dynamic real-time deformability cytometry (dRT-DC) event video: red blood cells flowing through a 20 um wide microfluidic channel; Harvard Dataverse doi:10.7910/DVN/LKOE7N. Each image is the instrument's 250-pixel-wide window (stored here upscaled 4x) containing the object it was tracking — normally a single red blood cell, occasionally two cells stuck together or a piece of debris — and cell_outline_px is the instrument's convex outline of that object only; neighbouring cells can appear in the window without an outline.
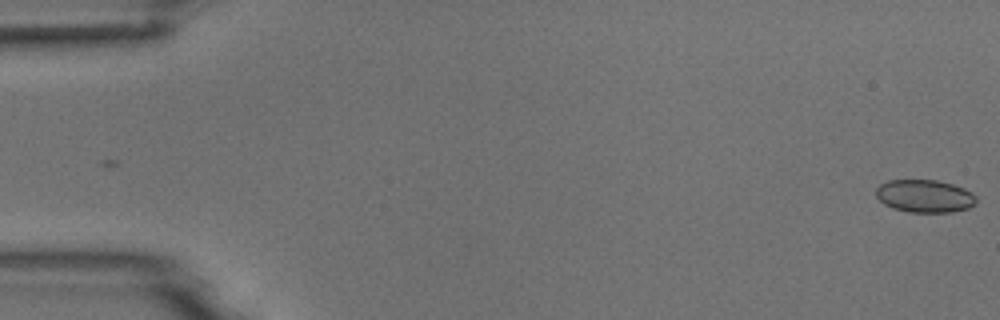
{"species": "common noctule bat (a hibernating species)", "species_latin": "Nyctalus noctula", "temperature_condition": "room temperature", "stored_images_in_passage": 2, "camera_frame_rate_fps": 3000, "um_per_image_px": 0.085, "animal": {"sex": "male", "body_mass_g": 18.8}, "frame": {"image": 1, "passage_image": 2, "time_ms": 1.0, "image_size_px": [1000, 320], "cell_outline_px": [[976, 204], [968, 208], [952, 212], [908, 212], [892, 208], [884, 204], [876, 196], [876, 188], [880, 184], [888, 180], [936, 180], [952, 184], [964, 188], [972, 192], [976, 196]], "centroid_in_image_um": [78.6, 16.67], "position_along_channel_um": 6.4, "area_um2": 19.25}}